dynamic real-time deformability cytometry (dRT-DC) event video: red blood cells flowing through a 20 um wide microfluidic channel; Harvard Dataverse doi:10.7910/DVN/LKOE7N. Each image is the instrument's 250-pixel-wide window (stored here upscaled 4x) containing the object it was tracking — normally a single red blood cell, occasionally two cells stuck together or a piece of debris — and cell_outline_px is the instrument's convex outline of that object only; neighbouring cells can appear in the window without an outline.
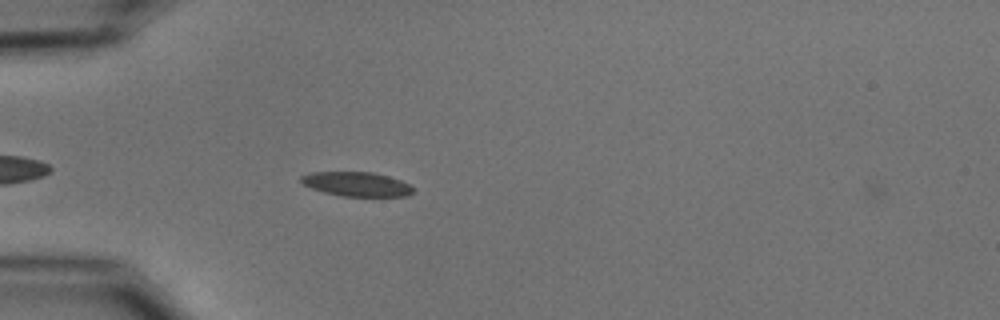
{"species": "common noctule bat (a hibernating species)", "species_latin": "Nyctalus noctula", "temperature_condition": "cold", "stored_images_in_passage": 3, "camera_frame_rate_fps": 3000, "um_per_image_px": 0.085, "animal": {"sex": "male", "body_mass_g": 15.6}, "frame": {"image": 1, "passage_image": 2, "time_ms": 0.333, "image_size_px": [1000, 320], "cell_outline_px": [[412, 192], [408, 196], [340, 196], [324, 192], [312, 188], [304, 184], [300, 180], [300, 176], [312, 172], [372, 172], [388, 176], [400, 180], [408, 184], [412, 188]], "centroid_in_image_um": [30.29, 15.65], "position_along_channel_um": 54.7, "area_um2": 15.72}}